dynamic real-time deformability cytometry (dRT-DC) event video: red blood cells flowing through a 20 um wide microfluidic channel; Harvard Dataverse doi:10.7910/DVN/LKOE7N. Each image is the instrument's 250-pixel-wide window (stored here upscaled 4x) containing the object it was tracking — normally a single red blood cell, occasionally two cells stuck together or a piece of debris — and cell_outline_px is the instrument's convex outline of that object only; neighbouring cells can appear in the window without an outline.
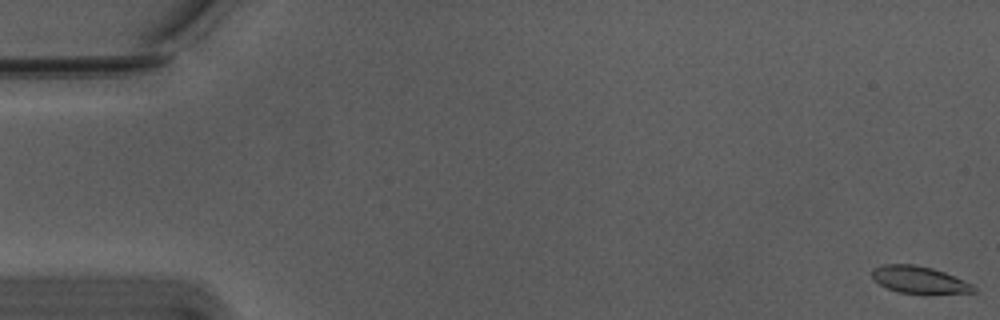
{"species": "Egyptian fruit bat (a non-hibernating species)", "species_latin": "Rousettus aegyptiacus", "temperature_condition": "warm", "stored_images_in_passage": 18, "camera_frame_rate_fps": 3000, "um_per_image_px": 0.085, "animal": {"sex": "male"}, "frame": {"image": 1, "passage_image": 1, "time_ms": 0.0, "image_size_px": [1000, 320], "cell_outline_px": [[976, 292], [900, 292], [888, 288], [880, 284], [872, 276], [872, 268], [884, 264], [912, 264], [932, 268], [944, 272], [972, 284], [976, 288]], "centroid_in_image_um": [78.1, 23.74], "position_along_channel_um": 6.9, "area_um2": 15.37}}
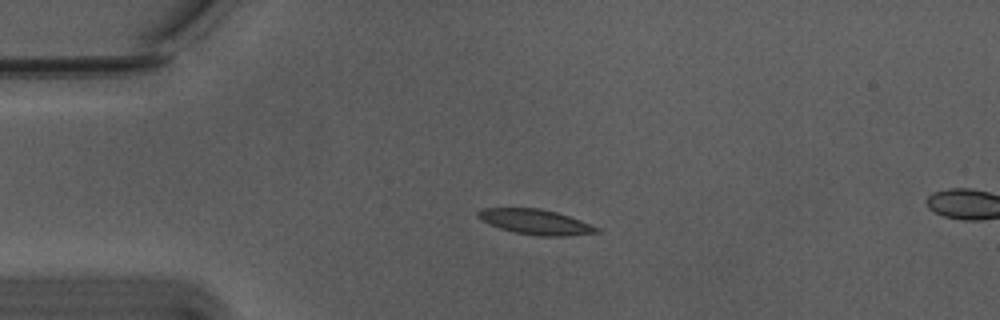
{"frame": {"image": 2, "passage_image": 14, "time_ms": 4.333, "image_size_px": [1000, 320], "cell_outline_px": [[600, 232], [568, 236], [536, 236], [516, 232], [500, 228], [488, 224], [480, 220], [476, 216], [476, 212], [480, 208], [540, 208], [556, 212], [580, 220], [600, 228]], "centroid_in_image_um": [45.49, 18.86], "position_along_channel_um": 39.5, "area_um2": 17.46}}